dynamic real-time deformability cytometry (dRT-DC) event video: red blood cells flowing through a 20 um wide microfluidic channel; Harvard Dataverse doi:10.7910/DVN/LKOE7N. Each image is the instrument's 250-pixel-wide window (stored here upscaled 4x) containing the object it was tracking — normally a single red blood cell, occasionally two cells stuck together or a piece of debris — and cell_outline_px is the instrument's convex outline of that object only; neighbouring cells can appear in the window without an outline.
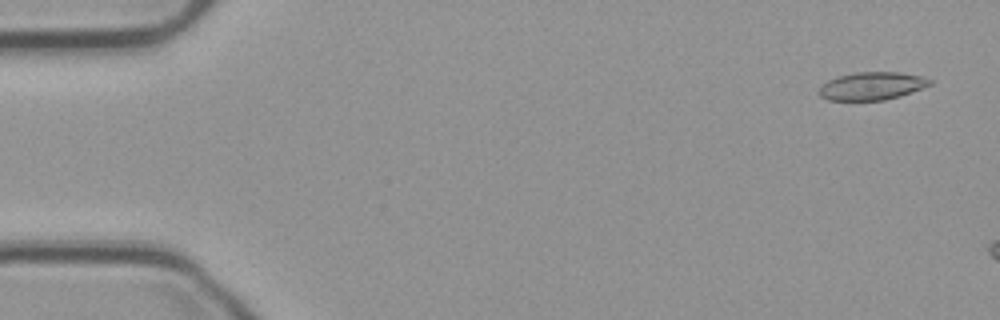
{"species": "common noctule bat (a hibernating species)", "species_latin": "Nyctalus noctula", "temperature_condition": "cold", "stored_images_in_passage": 8, "camera_frame_rate_fps": 3000, "um_per_image_px": 0.085, "animal": {"sex": "male", "body_mass_g": 23.1, "forearm_length_mm": 52.7}, "frame": {"image": 1, "passage_image": 3, "time_ms": 0.667, "image_size_px": [1000, 320], "cell_outline_px": [[932, 84], [912, 92], [900, 96], [884, 100], [828, 100], [820, 96], [816, 92], [820, 84], [836, 76], [856, 72], [896, 72], [920, 76], [932, 80]], "centroid_in_image_um": [74.04, 7.31], "position_along_channel_um": 11.0, "area_um2": 18.15}}